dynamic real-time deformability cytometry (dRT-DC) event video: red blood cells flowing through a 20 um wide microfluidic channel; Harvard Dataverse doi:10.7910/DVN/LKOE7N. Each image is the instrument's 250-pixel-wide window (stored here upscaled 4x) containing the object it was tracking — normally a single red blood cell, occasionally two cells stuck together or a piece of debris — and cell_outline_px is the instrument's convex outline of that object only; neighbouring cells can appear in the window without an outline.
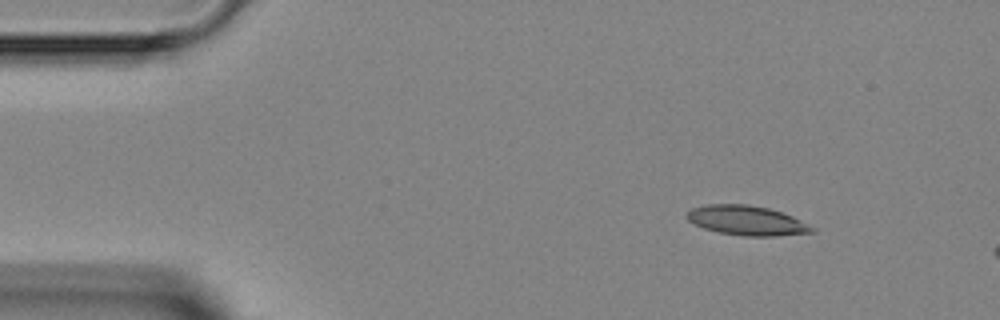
{"species": "Egyptian fruit bat (a non-hibernating species)", "species_latin": "Rousettus aegyptiacus", "temperature_condition": "room temperature", "stored_images_in_passage": 4, "camera_frame_rate_fps": 3000, "um_per_image_px": 0.085, "animal": {"sex": "female"}, "frame": {"image": 1, "passage_image": 2, "time_ms": 1.0, "image_size_px": [1000, 320], "cell_outline_px": [[816, 232], [776, 236], [744, 236], [716, 232], [704, 228], [688, 220], [684, 216], [692, 208], [708, 204], [748, 204], [768, 208], [792, 216], [816, 228]], "centroid_in_image_um": [63.48, 18.75], "position_along_channel_um": 21.5, "area_um2": 21.62}}